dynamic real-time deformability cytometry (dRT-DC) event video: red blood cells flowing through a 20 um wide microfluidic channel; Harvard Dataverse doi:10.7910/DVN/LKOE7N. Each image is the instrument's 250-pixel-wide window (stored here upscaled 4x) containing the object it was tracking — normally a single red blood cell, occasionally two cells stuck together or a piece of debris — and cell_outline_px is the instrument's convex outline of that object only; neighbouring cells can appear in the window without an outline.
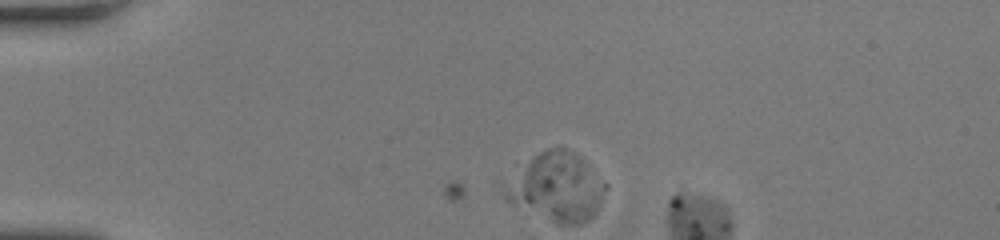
{"species": "human", "species_latin": "Homo sapiens", "temperature_condition": "room temperature", "stored_images_in_passage": 4, "camera_frame_rate_fps": 3000, "um_per_image_px": 0.085, "donor": {"sex": "female"}, "frame": {"image": 1, "passage_image": 1, "time_ms": 0.0, "image_size_px": [1000, 240], "cell_outline_px": [[608, 188], [592, 216], [584, 224], [556, 224], [512, 204], [504, 196], [516, 160], [548, 148], [560, 144], [572, 152], [608, 184]], "centroid_in_image_um": [47.25, 15.85], "position_along_channel_um": 37.7, "area_um2": 40.75}}